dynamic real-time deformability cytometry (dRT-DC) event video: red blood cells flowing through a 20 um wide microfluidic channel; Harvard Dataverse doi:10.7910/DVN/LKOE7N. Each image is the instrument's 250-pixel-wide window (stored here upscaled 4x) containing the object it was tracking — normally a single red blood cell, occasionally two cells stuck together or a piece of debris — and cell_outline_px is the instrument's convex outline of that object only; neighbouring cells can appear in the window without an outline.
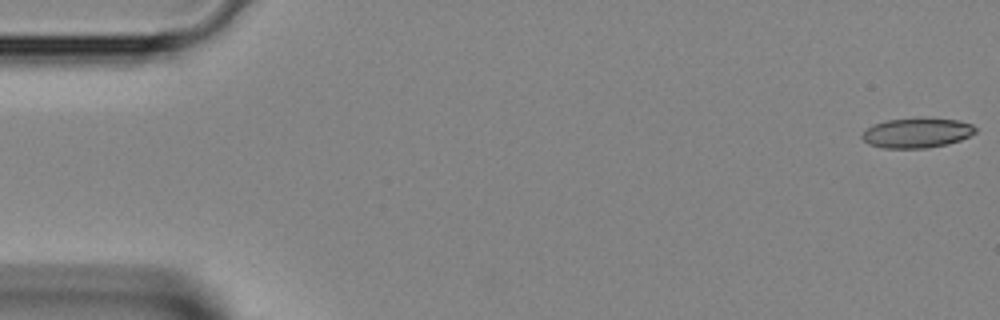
{"species": "Egyptian fruit bat (a non-hibernating species)", "species_latin": "Rousettus aegyptiacus", "temperature_condition": "room temperature", "stored_images_in_passage": 44, "camera_frame_rate_fps": 3000, "um_per_image_px": 0.085, "animal": {"sex": "female"}, "frame": {"image": 1, "passage_image": 1, "time_ms": 0.0, "image_size_px": [1000, 320], "cell_outline_px": [[976, 132], [960, 140], [948, 144], [928, 148], [884, 148], [868, 144], [860, 136], [872, 124], [888, 120], [920, 116], [960, 120], [972, 124], [976, 128]], "centroid_in_image_um": [77.95, 11.27], "position_along_channel_um": 7.0, "area_um2": 20.17}}
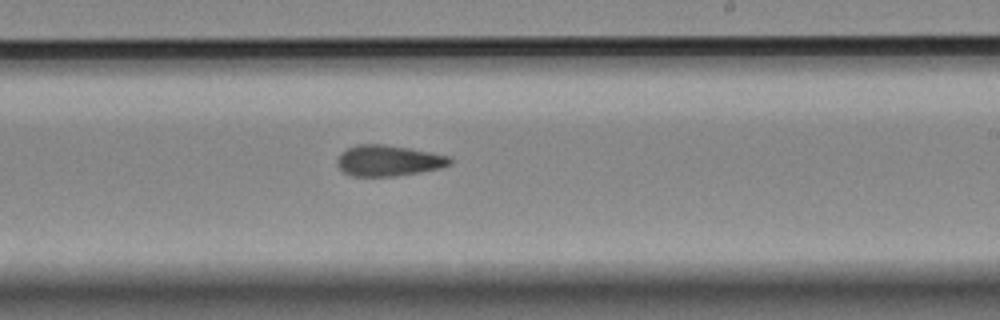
{"frame": {"image": 2, "passage_image": 26, "time_ms": 8.333, "image_size_px": [1000, 320], "cell_outline_px": [[452, 164], [444, 168], [396, 176], [352, 176], [344, 172], [336, 164], [336, 160], [340, 152], [356, 144], [384, 144], [408, 148], [452, 156]], "centroid_in_image_um": [33.04, 13.65], "position_along_channel_um": 256.0, "area_um2": 20.58}}
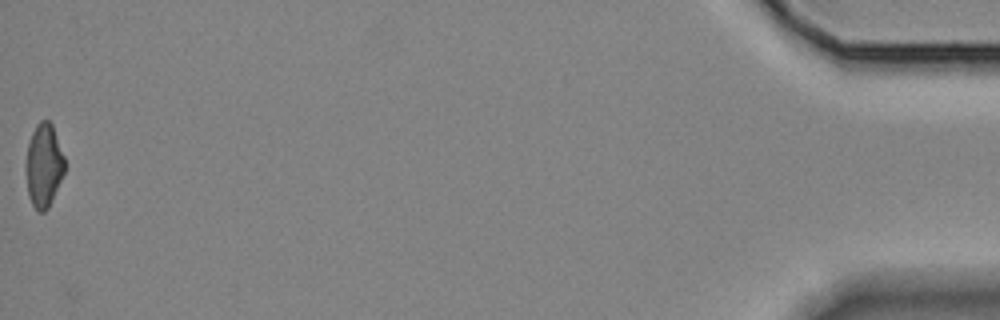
{"frame": {"image": 3, "passage_image": 44, "time_ms": 14.333, "image_size_px": [1000, 320], "cell_outline_px": [[64, 172], [52, 200], [48, 208], [44, 212], [36, 212], [28, 196], [24, 168], [28, 144], [32, 132], [36, 124], [40, 120], [48, 120], [52, 124], [64, 156]], "centroid_in_image_um": [3.69, 14.08], "position_along_channel_um": 431.5, "area_um2": 19.07}}